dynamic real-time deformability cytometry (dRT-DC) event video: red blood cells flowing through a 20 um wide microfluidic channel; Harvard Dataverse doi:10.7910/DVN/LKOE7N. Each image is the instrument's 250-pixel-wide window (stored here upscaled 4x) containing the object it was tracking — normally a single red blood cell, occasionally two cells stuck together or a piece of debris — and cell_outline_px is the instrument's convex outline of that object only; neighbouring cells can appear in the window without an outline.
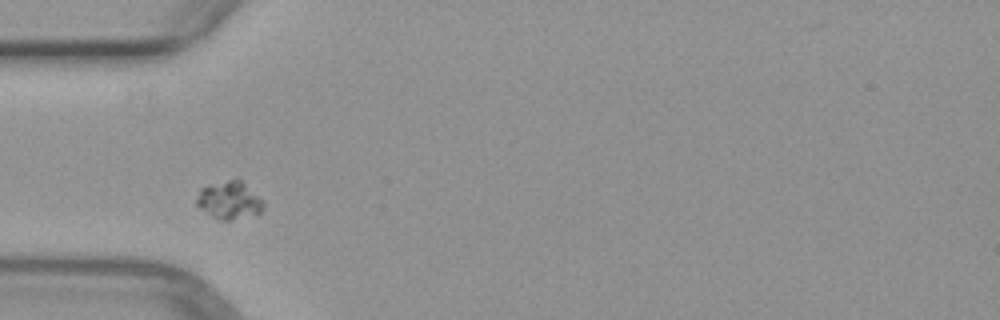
{"species": "common noctule bat (a hibernating species)", "species_latin": "Nyctalus noctula", "temperature_condition": "warm", "stored_images_in_passage": 2, "camera_frame_rate_fps": 3000, "um_per_image_px": 0.085, "animal": {"sex": "female", "body_mass_g": 29.2, "forearm_length_mm": 56.3}, "frame": {"image": 1, "passage_image": 1, "time_ms": 0.0, "image_size_px": [1000, 320], "cell_outline_px": [[264, 208], [256, 216], [228, 220], [220, 220], [204, 212], [196, 204], [196, 196], [200, 188], [208, 184], [236, 176], [264, 204]], "centroid_in_image_um": [19.44, 17.01], "position_along_channel_um": 65.6, "area_um2": 14.91}}
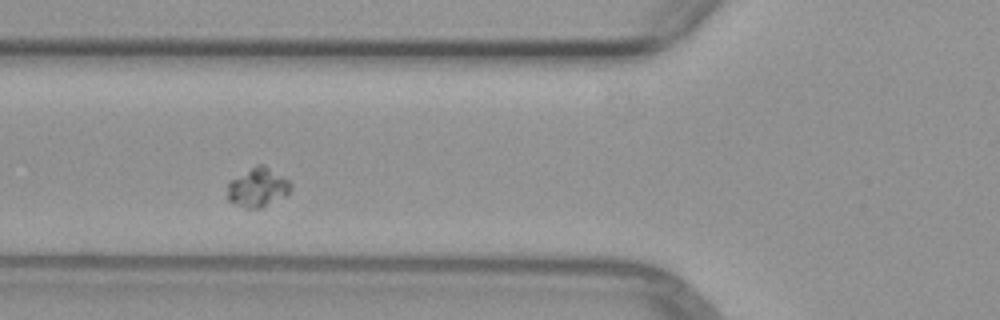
{"frame": {"image": 2, "passage_image": 2, "time_ms": 1.0, "image_size_px": [1000, 320], "cell_outline_px": [[292, 188], [288, 196], [260, 208], [244, 208], [228, 200], [228, 184], [232, 180], [256, 164], [264, 164], [288, 180], [292, 184]], "centroid_in_image_um": [21.96, 15.94], "position_along_channel_um": 103.8, "area_um2": 14.39}}